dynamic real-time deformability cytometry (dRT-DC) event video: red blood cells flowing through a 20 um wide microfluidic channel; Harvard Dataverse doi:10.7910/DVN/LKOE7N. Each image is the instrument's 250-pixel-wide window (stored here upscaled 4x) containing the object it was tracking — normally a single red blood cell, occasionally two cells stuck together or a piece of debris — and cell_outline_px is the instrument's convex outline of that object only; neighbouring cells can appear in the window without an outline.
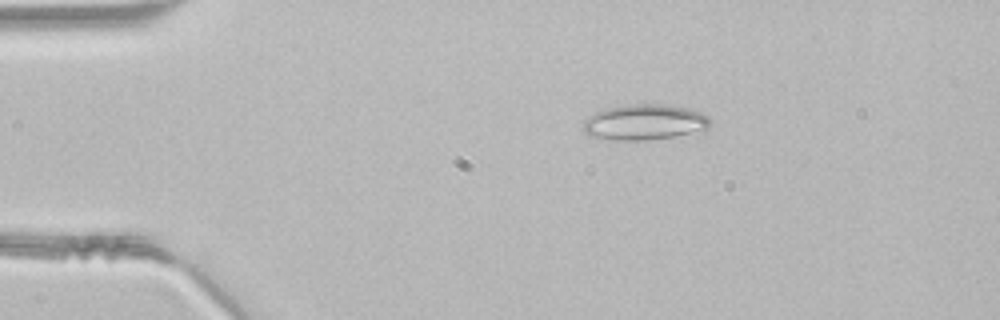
{"species": "common noctule bat (a hibernating species)", "species_latin": "Nyctalus noctula", "temperature_condition": "room temperature", "stored_images_in_passage": 39, "segment_of_instrument_passage": [1, 2], "camera_frame_rate_fps": 3000, "um_per_image_px": 0.085, "animal": {"sex": "male", "body_mass_g": 21.5, "forearm_length_mm": 52.0}, "frame": {"image": 1, "passage_image": 1, "time_ms": 0.0, "image_size_px": [1000, 320], "cell_outline_px": [[712, 124], [708, 128], [672, 136], [644, 140], [612, 140], [588, 136], [580, 128], [584, 120], [588, 116], [596, 112], [608, 108], [628, 104], [664, 104], [688, 108], [700, 112], [708, 116], [712, 120]], "centroid_in_image_um": [54.73, 10.38], "position_along_channel_um": 30.3, "area_um2": 26.41}}
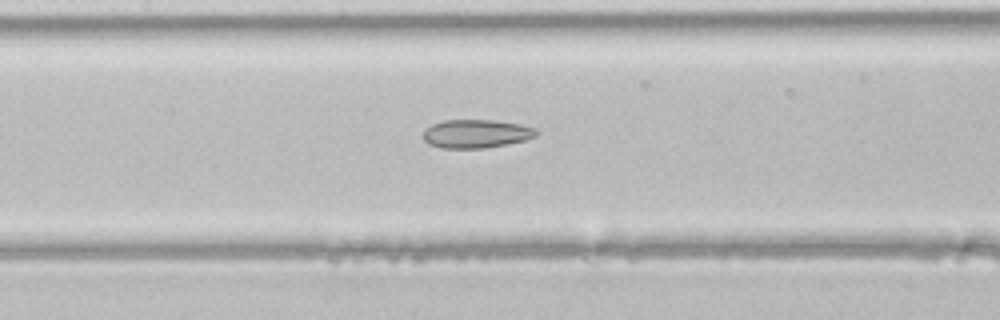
{"frame": {"image": 2, "passage_image": 14, "time_ms": 4.333, "image_size_px": [1000, 320], "cell_outline_px": [[536, 136], [524, 140], [508, 144], [484, 148], [440, 148], [428, 144], [424, 140], [424, 128], [432, 124], [444, 120], [492, 120], [520, 124], [536, 128]], "centroid_in_image_um": [40.44, 11.37], "position_along_channel_um": 167.0, "area_um2": 18.79}}
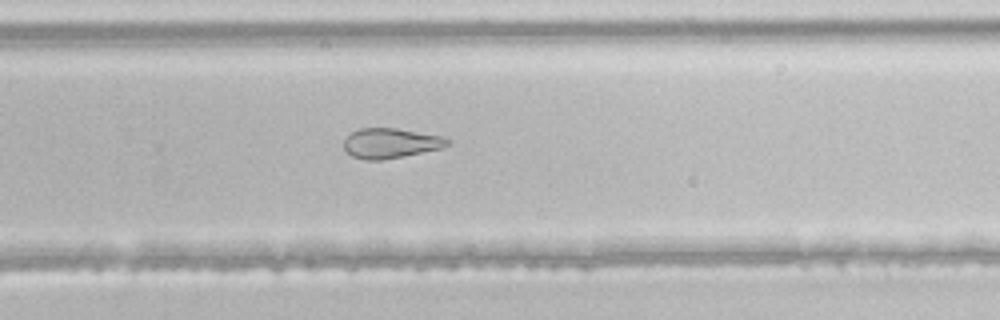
{"frame": {"image": 3, "passage_image": 23, "time_ms": 7.333, "image_size_px": [1000, 320], "cell_outline_px": [[452, 140], [448, 144], [440, 148], [404, 156], [380, 160], [364, 160], [352, 156], [344, 148], [344, 140], [352, 132], [360, 128], [396, 128], [440, 136]], "centroid_in_image_um": [33.18, 12.17], "position_along_channel_um": 296.6, "area_um2": 17.86}}